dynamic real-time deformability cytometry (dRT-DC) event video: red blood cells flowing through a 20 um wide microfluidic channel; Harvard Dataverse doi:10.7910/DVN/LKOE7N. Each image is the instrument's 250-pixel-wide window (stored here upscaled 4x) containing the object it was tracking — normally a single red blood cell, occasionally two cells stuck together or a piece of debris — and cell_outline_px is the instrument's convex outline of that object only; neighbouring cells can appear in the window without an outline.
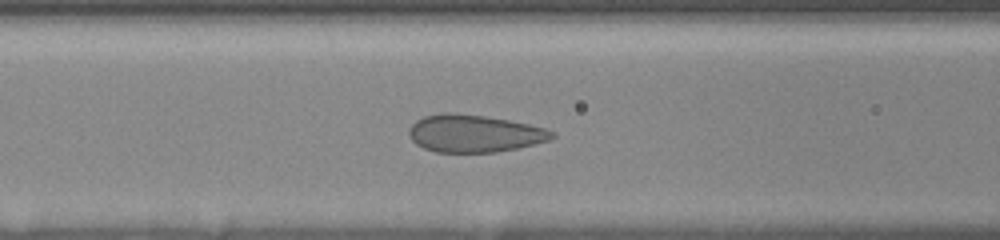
{"species": "human", "species_latin": "Homo sapiens", "temperature_condition": "room temperature", "stored_images_in_passage": 16, "camera_frame_rate_fps": 3000, "um_per_image_px": 0.085, "donor": {"sex": "female"}, "frame": {"image": 1, "passage_image": 7, "time_ms": 4.0, "image_size_px": [1000, 240], "cell_outline_px": [[556, 136], [548, 140], [516, 148], [496, 152], [436, 152], [424, 148], [416, 144], [408, 136], [408, 128], [416, 120], [424, 116], [444, 112], [456, 112], [484, 116], [508, 120], [528, 124], [544, 128], [556, 132]], "centroid_in_image_um": [40.27, 11.33], "position_along_channel_um": 126.3, "area_um2": 31.21}}
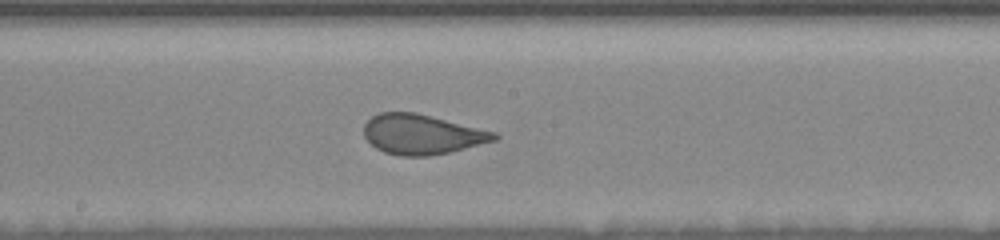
{"frame": {"image": 2, "passage_image": 12, "time_ms": 6.333, "image_size_px": [1000, 240], "cell_outline_px": [[500, 136], [496, 140], [448, 152], [428, 156], [400, 156], [384, 152], [376, 148], [364, 136], [364, 124], [372, 116], [380, 112], [416, 112], [496, 132]], "centroid_in_image_um": [35.85, 11.41], "position_along_channel_um": 212.4, "area_um2": 30.17}}
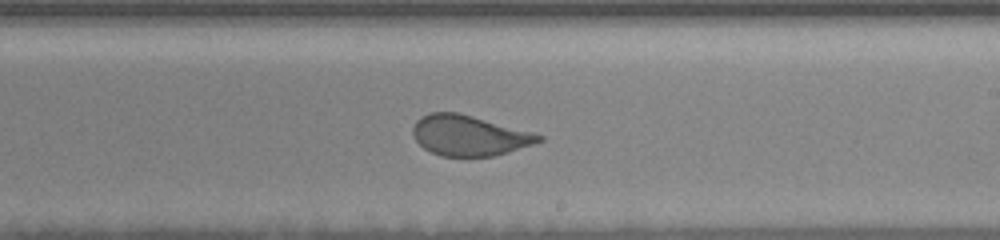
{"frame": {"image": 3, "passage_image": 15, "time_ms": 7.333, "image_size_px": [1000, 240], "cell_outline_px": [[544, 140], [532, 144], [492, 156], [440, 156], [424, 148], [416, 140], [412, 132], [412, 128], [416, 120], [420, 116], [432, 112], [460, 112], [532, 132], [544, 136]], "centroid_in_image_um": [39.84, 11.5], "position_along_channel_um": 249.2, "area_um2": 29.48}}